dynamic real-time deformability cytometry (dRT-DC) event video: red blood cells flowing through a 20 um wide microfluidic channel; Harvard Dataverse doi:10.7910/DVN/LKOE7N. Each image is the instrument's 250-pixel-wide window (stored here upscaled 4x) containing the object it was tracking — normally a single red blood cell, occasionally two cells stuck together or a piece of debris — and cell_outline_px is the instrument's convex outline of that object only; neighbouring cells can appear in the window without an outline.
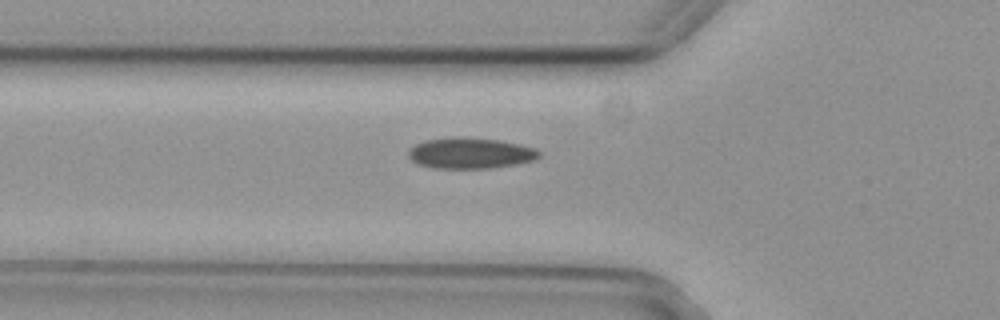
{"species": "common noctule bat (a hibernating species)", "species_latin": "Nyctalus noctula", "temperature_condition": "cold", "stored_images_in_passage": 6, "camera_frame_rate_fps": 3000, "um_per_image_px": 0.085, "animal": {"sex": "female", "body_mass_g": 29.2, "forearm_length_mm": 56.3}, "frame": {"image": 1, "passage_image": 6, "time_ms": 1.667, "image_size_px": [1000, 320], "cell_outline_px": [[540, 156], [536, 160], [516, 164], [492, 168], [436, 168], [416, 164], [408, 156], [408, 152], [416, 144], [424, 140], [452, 136], [456, 136], [500, 140], [520, 144], [536, 148], [540, 152]], "centroid_in_image_um": [40.0, 13.01], "position_along_channel_um": 85.8, "area_um2": 23.76}}